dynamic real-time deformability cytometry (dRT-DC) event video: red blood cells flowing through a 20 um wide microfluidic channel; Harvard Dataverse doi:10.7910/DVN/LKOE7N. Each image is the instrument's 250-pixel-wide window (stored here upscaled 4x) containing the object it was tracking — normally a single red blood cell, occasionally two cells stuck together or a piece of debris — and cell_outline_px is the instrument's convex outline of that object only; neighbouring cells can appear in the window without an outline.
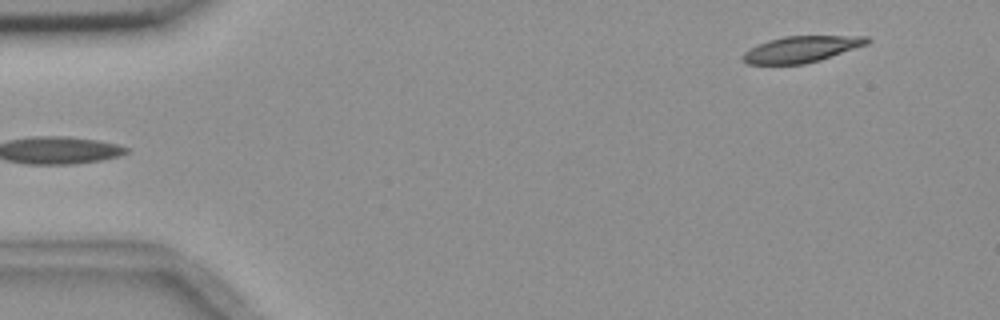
{"species": "common noctule bat (a hibernating species)", "species_latin": "Nyctalus noctula", "temperature_condition": "room temperature", "stored_images_in_passage": 5, "segment_of_instrument_passage": [2, 2], "camera_frame_rate_fps": 3000, "um_per_image_px": 0.085, "animal": {"sex": "female", "body_mass_g": 18.4}, "frame": {"image": 1, "passage_image": 5, "time_ms": 4.667, "image_size_px": [1000, 320], "cell_outline_px": [[872, 40], [868, 44], [820, 60], [804, 64], [748, 64], [740, 56], [744, 52], [756, 44], [768, 40], [784, 36], [868, 36]], "centroid_in_image_um": [68.11, 4.17], "position_along_channel_um": 16.9, "area_um2": 19.07}}